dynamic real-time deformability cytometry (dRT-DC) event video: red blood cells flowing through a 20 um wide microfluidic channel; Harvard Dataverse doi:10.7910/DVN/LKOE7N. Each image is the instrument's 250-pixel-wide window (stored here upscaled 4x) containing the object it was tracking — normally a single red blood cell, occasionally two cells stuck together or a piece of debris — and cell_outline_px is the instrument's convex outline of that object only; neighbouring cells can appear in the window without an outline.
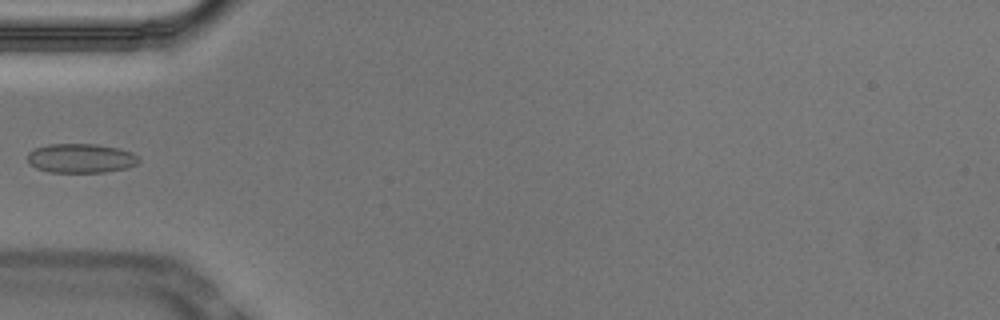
{"species": "Egyptian fruit bat (a non-hibernating species)", "species_latin": "Rousettus aegyptiacus", "temperature_condition": "cold", "stored_images_in_passage": 37, "camera_frame_rate_fps": 3000, "um_per_image_px": 0.085, "animal": {"sex": "male"}, "frame": {"image": 1, "passage_image": 1, "time_ms": 0.0, "image_size_px": [1000, 320], "cell_outline_px": [[140, 160], [136, 164], [128, 168], [104, 172], [48, 172], [36, 168], [28, 164], [28, 152], [36, 148], [48, 144], [96, 144], [120, 148], [132, 152]], "centroid_in_image_um": [6.87, 13.45], "position_along_channel_um": 78.1, "area_um2": 19.07}}